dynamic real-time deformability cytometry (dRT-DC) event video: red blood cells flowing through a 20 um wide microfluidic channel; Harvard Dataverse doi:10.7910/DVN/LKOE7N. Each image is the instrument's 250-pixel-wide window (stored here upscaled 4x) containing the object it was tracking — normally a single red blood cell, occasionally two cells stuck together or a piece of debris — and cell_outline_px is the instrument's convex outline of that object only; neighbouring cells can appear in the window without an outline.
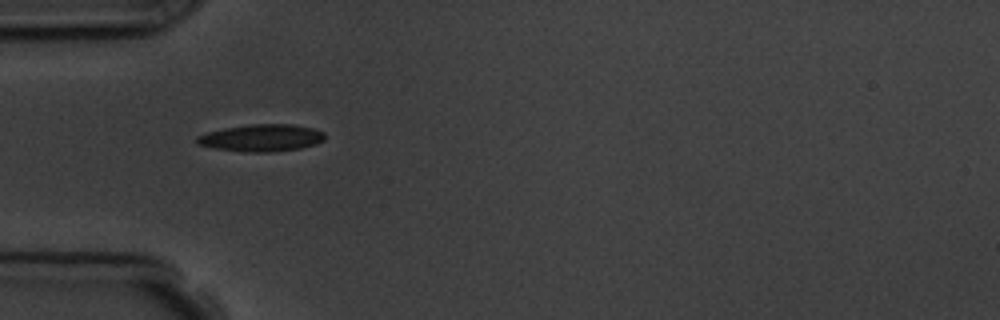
{"species": "common noctule bat (a hibernating species)", "species_latin": "Nyctalus noctula", "temperature_condition": "room temperature", "stored_images_in_passage": 11, "camera_frame_rate_fps": 3000, "um_per_image_px": 0.085, "animal": {"sex": "male", "body_mass_g": 19.5, "forearm_length_mm": 54.6}, "frame": {"image": 1, "passage_image": 1, "time_ms": 0.0, "image_size_px": [1000, 320], "cell_outline_px": [[324, 140], [316, 144], [300, 148], [268, 152], [244, 152], [212, 148], [196, 144], [196, 136], [208, 132], [224, 128], [252, 124], [292, 124], [312, 128], [324, 132]], "centroid_in_image_um": [22.2, 11.72], "position_along_channel_um": 62.8, "area_um2": 20.23}, "authors_computed_cell_mechanics": {"area_um2": 18.4382, "velocity_mm_per_s": 3.6689, "shape_relaxation_time_tau1_ms": 1.9892, "shape_relaxation_time_tau2_ms": 3.1648, "deformation_change_tau1": 0.1113, "deformation_change_tau2": 0.0959}}